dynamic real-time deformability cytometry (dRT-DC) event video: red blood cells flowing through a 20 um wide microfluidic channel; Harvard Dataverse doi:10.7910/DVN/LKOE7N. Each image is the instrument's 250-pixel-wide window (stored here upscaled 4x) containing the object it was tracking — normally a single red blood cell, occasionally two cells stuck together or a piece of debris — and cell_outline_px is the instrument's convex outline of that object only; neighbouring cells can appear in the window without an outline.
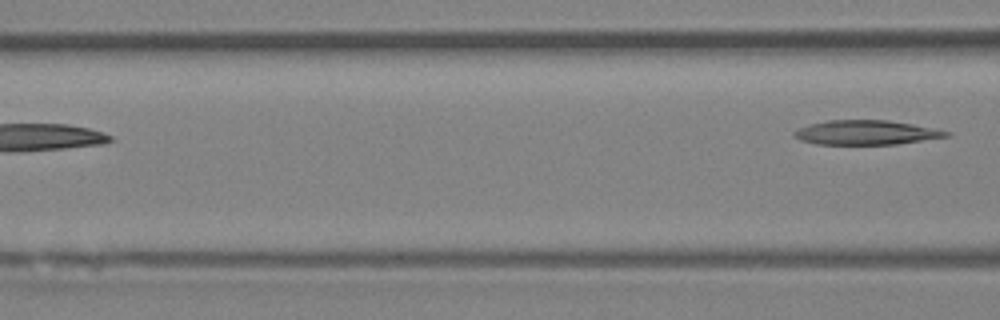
{"species": "Egyptian fruit bat (a non-hibernating species)", "species_latin": "Rousettus aegyptiacus", "temperature_condition": "room temperature", "stored_images_in_passage": 5, "camera_frame_rate_fps": 3000, "um_per_image_px": 0.085, "animal": {"sex": "female"}, "frame": {"image": 1, "passage_image": 5, "time_ms": 4.667, "image_size_px": [1000, 320], "cell_outline_px": [[952, 136], [896, 144], [816, 144], [800, 140], [792, 136], [792, 132], [808, 124], [828, 120], [888, 120], [912, 124], [952, 132]], "centroid_in_image_um": [73.61, 11.26], "position_along_channel_um": 93.0, "area_um2": 21.68}}